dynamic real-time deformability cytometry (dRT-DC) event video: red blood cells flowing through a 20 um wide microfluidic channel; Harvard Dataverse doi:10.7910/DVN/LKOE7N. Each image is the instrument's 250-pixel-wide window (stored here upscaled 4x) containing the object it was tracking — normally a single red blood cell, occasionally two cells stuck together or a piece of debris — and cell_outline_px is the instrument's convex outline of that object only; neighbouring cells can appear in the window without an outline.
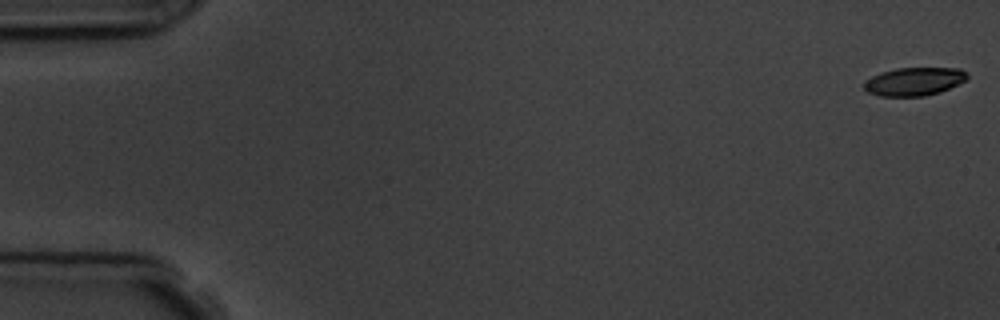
{"species": "common noctule bat (a hibernating species)", "species_latin": "Nyctalus noctula", "temperature_condition": "room temperature", "stored_images_in_passage": 8, "camera_frame_rate_fps": 3000, "um_per_image_px": 0.085, "animal": {"sex": "male", "body_mass_g": 19.5, "forearm_length_mm": 54.6}, "frame": {"image": 1, "passage_image": 1, "time_ms": 0.0, "image_size_px": [1000, 320], "cell_outline_px": [[968, 76], [964, 80], [940, 92], [924, 96], [880, 96], [868, 92], [864, 88], [864, 80], [880, 72], [896, 68], [960, 68]], "centroid_in_image_um": [77.64, 6.92], "position_along_channel_um": 7.4, "area_um2": 16.82}}
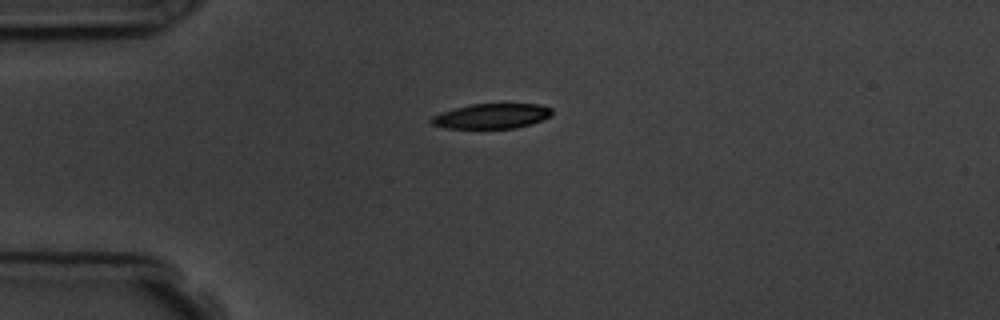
{"frame": {"image": 2, "passage_image": 4, "time_ms": 4.333, "image_size_px": [1000, 320], "cell_outline_px": [[552, 116], [532, 124], [516, 128], [444, 128], [432, 124], [428, 120], [432, 116], [440, 112], [472, 104], [540, 104], [552, 108]], "centroid_in_image_um": [41.8, 9.87], "position_along_channel_um": 43.2, "area_um2": 17.69}}